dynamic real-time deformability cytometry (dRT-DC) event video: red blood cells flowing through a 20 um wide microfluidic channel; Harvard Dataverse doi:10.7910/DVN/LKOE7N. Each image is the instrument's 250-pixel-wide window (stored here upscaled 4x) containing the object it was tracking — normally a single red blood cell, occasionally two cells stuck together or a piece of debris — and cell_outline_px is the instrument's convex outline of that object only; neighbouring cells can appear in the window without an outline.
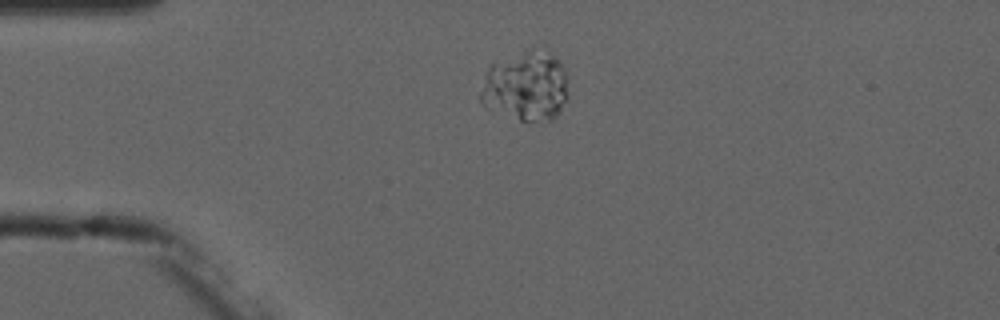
{"species": "common noctule bat (a hibernating species)", "species_latin": "Nyctalus noctula", "temperature_condition": "cold", "stored_images_in_passage": 5, "camera_frame_rate_fps": 3000, "um_per_image_px": 0.085, "animal": {"sex": "male", "forearm_length_mm": 52.5}, "frame": {"image": 1, "passage_image": 5, "time_ms": 6.0, "image_size_px": [1000, 320], "cell_outline_px": [[564, 100], [556, 116], [552, 120], [520, 120], [484, 108], [480, 104], [480, 92], [484, 72], [492, 64], [528, 48], [556, 56], [560, 60], [564, 72]], "centroid_in_image_um": [44.6, 7.33], "position_along_channel_um": 40.4, "area_um2": 35.14}}